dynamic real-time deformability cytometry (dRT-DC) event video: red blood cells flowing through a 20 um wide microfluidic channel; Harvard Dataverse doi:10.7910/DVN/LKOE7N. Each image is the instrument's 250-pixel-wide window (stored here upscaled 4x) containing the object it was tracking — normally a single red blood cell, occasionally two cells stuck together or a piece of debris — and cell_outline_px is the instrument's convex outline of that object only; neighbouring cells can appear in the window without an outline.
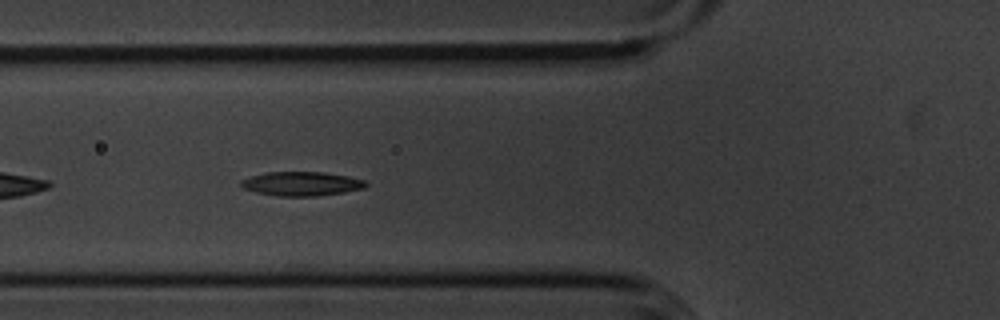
{"species": "common noctule bat (a hibernating species)", "species_latin": "Nyctalus noctula", "temperature_condition": "cold", "stored_images_in_passage": 41, "camera_frame_rate_fps": 3000, "um_per_image_px": 0.085, "animal": {"sex": "male", "body_mass_g": 20.1, "forearm_length_mm": 53.5}, "frame": {"image": 1, "passage_image": 6, "time_ms": 1.667, "image_size_px": [1000, 320], "cell_outline_px": [[368, 184], [364, 188], [344, 192], [316, 196], [280, 196], [256, 192], [244, 188], [240, 184], [240, 180], [252, 176], [268, 172], [324, 172], [348, 176], [364, 180]], "centroid_in_image_um": [25.64, 15.61], "position_along_channel_um": 100.2, "area_um2": 17.4}}
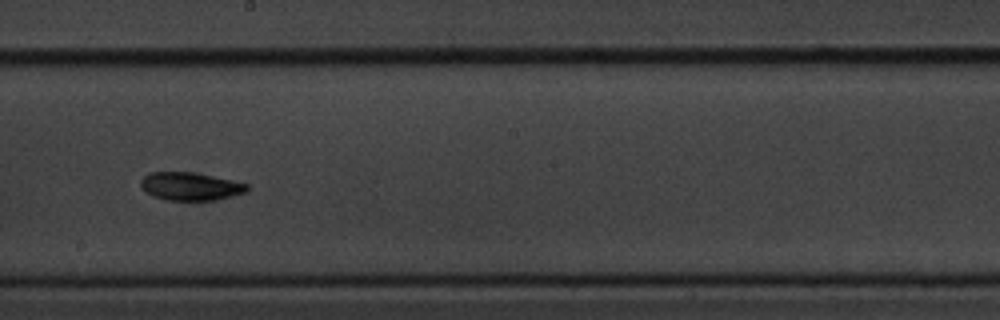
{"frame": {"image": 2, "passage_image": 17, "time_ms": 5.333, "image_size_px": [1000, 320], "cell_outline_px": [[248, 192], [216, 200], [168, 200], [152, 196], [140, 188], [140, 180], [144, 176], [152, 172], [192, 172], [232, 180], [248, 184]], "centroid_in_image_um": [16.17, 15.84], "position_along_channel_um": 232.0, "area_um2": 17.4}}
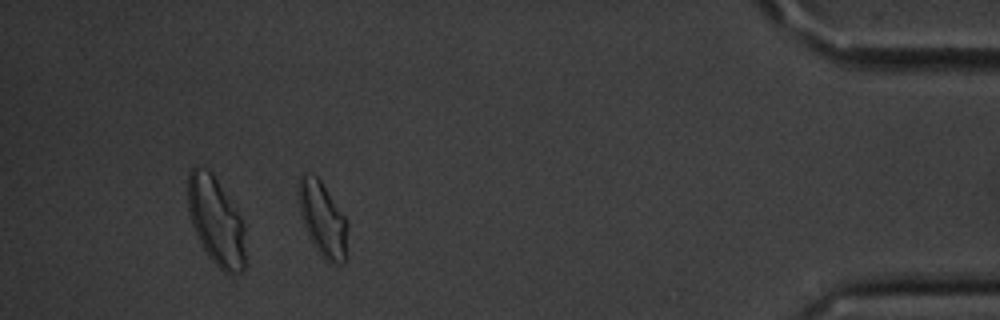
{"frame": {"image": 3, "passage_image": 36, "time_ms": 11.667, "image_size_px": [1000, 320], "cell_outline_px": [[348, 260], [344, 264], [332, 264], [324, 260], [320, 256], [304, 224], [300, 212], [300, 176], [304, 172], [316, 176], [320, 180], [344, 216], [348, 224]], "centroid_in_image_um": [27.51, 18.74], "position_along_channel_um": 407.7, "area_um2": 21.15}, "authors_computed_cell_mechanics": {"area_um2": 17.3978, "velocity_mm_per_s": 3.5753, "shape_relaxation_time_tau1_ms": 5.7777, "shape_relaxation_time_tau2_ms": null, "deformation_change_tau1": 0.1521, "deformation_change_tau2": null}}